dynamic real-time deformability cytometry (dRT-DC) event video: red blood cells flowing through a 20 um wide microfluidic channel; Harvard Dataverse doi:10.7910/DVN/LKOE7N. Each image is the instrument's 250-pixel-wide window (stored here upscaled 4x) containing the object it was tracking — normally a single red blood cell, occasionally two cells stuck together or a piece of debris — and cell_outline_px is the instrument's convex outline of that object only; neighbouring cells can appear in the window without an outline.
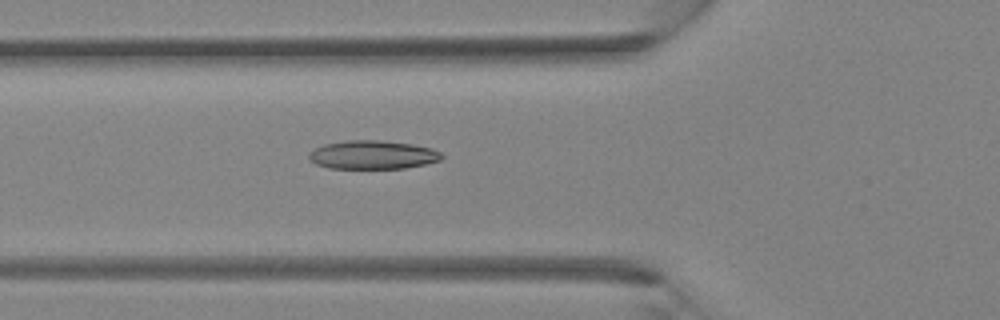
{"species": "Egyptian fruit bat (a non-hibernating species)", "species_latin": "Rousettus aegyptiacus", "temperature_condition": "room temperature", "stored_images_in_passage": 32, "camera_frame_rate_fps": 3000, "um_per_image_px": 0.085, "animal": {"sex": "female"}, "frame": {"image": 1, "passage_image": 7, "time_ms": 2.0, "image_size_px": [1000, 320], "cell_outline_px": [[444, 156], [440, 160], [424, 164], [404, 168], [328, 168], [316, 164], [308, 160], [308, 156], [316, 148], [324, 144], [348, 140], [380, 140], [412, 144], [432, 148], [440, 152]], "centroid_in_image_um": [31.68, 13.16], "position_along_channel_um": 94.1, "area_um2": 22.02}}
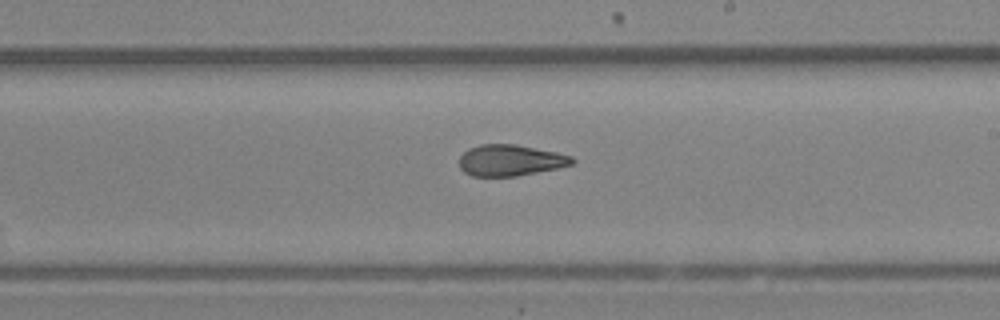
{"frame": {"image": 2, "passage_image": 16, "time_ms": 5.0, "image_size_px": [1000, 320], "cell_outline_px": [[576, 160], [572, 164], [556, 168], [516, 176], [472, 176], [464, 172], [460, 168], [460, 156], [468, 148], [480, 144], [516, 144], [556, 152], [572, 156]], "centroid_in_image_um": [43.36, 13.62], "position_along_channel_um": 245.6, "area_um2": 20.46}}
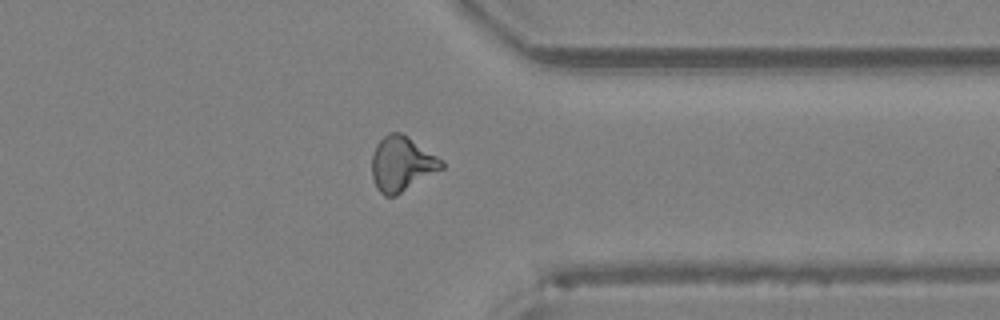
{"frame": {"image": 3, "passage_image": 24, "time_ms": 7.667, "image_size_px": [1000, 320], "cell_outline_px": [[444, 168], [396, 196], [384, 196], [376, 188], [372, 176], [372, 156], [376, 144], [388, 132], [400, 132], [408, 136], [444, 160]], "centroid_in_image_um": [34.16, 13.93], "position_along_channel_um": 377.2, "area_um2": 22.48}}